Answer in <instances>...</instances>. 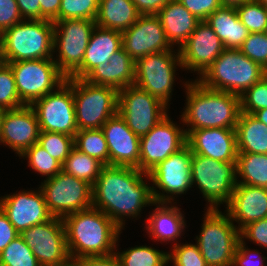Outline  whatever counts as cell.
Masks as SVG:
<instances>
[{
    "label": "cell",
    "mask_w": 267,
    "mask_h": 266,
    "mask_svg": "<svg viewBox=\"0 0 267 266\" xmlns=\"http://www.w3.org/2000/svg\"><path fill=\"white\" fill-rule=\"evenodd\" d=\"M54 23L53 57L59 70L69 77L81 64L91 33L96 26L95 20L64 19ZM58 52V53H57Z\"/></svg>",
    "instance_id": "4fadbf2b"
},
{
    "label": "cell",
    "mask_w": 267,
    "mask_h": 266,
    "mask_svg": "<svg viewBox=\"0 0 267 266\" xmlns=\"http://www.w3.org/2000/svg\"><path fill=\"white\" fill-rule=\"evenodd\" d=\"M265 75L267 70L239 49H224L196 80L207 88L241 96Z\"/></svg>",
    "instance_id": "277c9868"
},
{
    "label": "cell",
    "mask_w": 267,
    "mask_h": 266,
    "mask_svg": "<svg viewBox=\"0 0 267 266\" xmlns=\"http://www.w3.org/2000/svg\"><path fill=\"white\" fill-rule=\"evenodd\" d=\"M19 235L32 249L41 266H59L71 259L63 218L52 217L42 224L31 226Z\"/></svg>",
    "instance_id": "e0dca14e"
},
{
    "label": "cell",
    "mask_w": 267,
    "mask_h": 266,
    "mask_svg": "<svg viewBox=\"0 0 267 266\" xmlns=\"http://www.w3.org/2000/svg\"><path fill=\"white\" fill-rule=\"evenodd\" d=\"M54 23L24 19L1 34L5 62L53 58Z\"/></svg>",
    "instance_id": "5b68a950"
},
{
    "label": "cell",
    "mask_w": 267,
    "mask_h": 266,
    "mask_svg": "<svg viewBox=\"0 0 267 266\" xmlns=\"http://www.w3.org/2000/svg\"><path fill=\"white\" fill-rule=\"evenodd\" d=\"M122 48V32L95 26L85 51L82 64L69 76L85 78L97 65L108 63Z\"/></svg>",
    "instance_id": "d4e9b609"
},
{
    "label": "cell",
    "mask_w": 267,
    "mask_h": 266,
    "mask_svg": "<svg viewBox=\"0 0 267 266\" xmlns=\"http://www.w3.org/2000/svg\"><path fill=\"white\" fill-rule=\"evenodd\" d=\"M116 244L114 254L121 266H167L169 263L168 252L160 251L154 247L137 245L122 252H117Z\"/></svg>",
    "instance_id": "836d02e7"
},
{
    "label": "cell",
    "mask_w": 267,
    "mask_h": 266,
    "mask_svg": "<svg viewBox=\"0 0 267 266\" xmlns=\"http://www.w3.org/2000/svg\"><path fill=\"white\" fill-rule=\"evenodd\" d=\"M239 50L267 70V36L265 32L250 33Z\"/></svg>",
    "instance_id": "ee69618b"
},
{
    "label": "cell",
    "mask_w": 267,
    "mask_h": 266,
    "mask_svg": "<svg viewBox=\"0 0 267 266\" xmlns=\"http://www.w3.org/2000/svg\"><path fill=\"white\" fill-rule=\"evenodd\" d=\"M39 188L53 217L64 218L93 206L92 185L63 171L45 178Z\"/></svg>",
    "instance_id": "30bf717a"
},
{
    "label": "cell",
    "mask_w": 267,
    "mask_h": 266,
    "mask_svg": "<svg viewBox=\"0 0 267 266\" xmlns=\"http://www.w3.org/2000/svg\"><path fill=\"white\" fill-rule=\"evenodd\" d=\"M225 49L213 29L201 21L180 47L182 69L194 71L200 77Z\"/></svg>",
    "instance_id": "ffe728a7"
},
{
    "label": "cell",
    "mask_w": 267,
    "mask_h": 266,
    "mask_svg": "<svg viewBox=\"0 0 267 266\" xmlns=\"http://www.w3.org/2000/svg\"><path fill=\"white\" fill-rule=\"evenodd\" d=\"M19 157L28 160V167L35 173L50 178L62 171V164L51 157L38 143L26 149Z\"/></svg>",
    "instance_id": "d590c367"
},
{
    "label": "cell",
    "mask_w": 267,
    "mask_h": 266,
    "mask_svg": "<svg viewBox=\"0 0 267 266\" xmlns=\"http://www.w3.org/2000/svg\"><path fill=\"white\" fill-rule=\"evenodd\" d=\"M171 0H131L141 15H156Z\"/></svg>",
    "instance_id": "f907efd6"
},
{
    "label": "cell",
    "mask_w": 267,
    "mask_h": 266,
    "mask_svg": "<svg viewBox=\"0 0 267 266\" xmlns=\"http://www.w3.org/2000/svg\"><path fill=\"white\" fill-rule=\"evenodd\" d=\"M187 145L193 154L219 160L237 161L236 130L232 128H208L185 131Z\"/></svg>",
    "instance_id": "7402d4cb"
},
{
    "label": "cell",
    "mask_w": 267,
    "mask_h": 266,
    "mask_svg": "<svg viewBox=\"0 0 267 266\" xmlns=\"http://www.w3.org/2000/svg\"><path fill=\"white\" fill-rule=\"evenodd\" d=\"M81 266H121L115 254L109 256L83 257L78 259Z\"/></svg>",
    "instance_id": "db71d44e"
},
{
    "label": "cell",
    "mask_w": 267,
    "mask_h": 266,
    "mask_svg": "<svg viewBox=\"0 0 267 266\" xmlns=\"http://www.w3.org/2000/svg\"><path fill=\"white\" fill-rule=\"evenodd\" d=\"M6 63L13 71L19 98L25 105L56 90L67 78L53 58Z\"/></svg>",
    "instance_id": "8fae6325"
},
{
    "label": "cell",
    "mask_w": 267,
    "mask_h": 266,
    "mask_svg": "<svg viewBox=\"0 0 267 266\" xmlns=\"http://www.w3.org/2000/svg\"><path fill=\"white\" fill-rule=\"evenodd\" d=\"M0 197V208L20 234L31 226L42 224L53 216L49 213L40 188Z\"/></svg>",
    "instance_id": "d6986e66"
},
{
    "label": "cell",
    "mask_w": 267,
    "mask_h": 266,
    "mask_svg": "<svg viewBox=\"0 0 267 266\" xmlns=\"http://www.w3.org/2000/svg\"><path fill=\"white\" fill-rule=\"evenodd\" d=\"M156 15L160 19L168 42L173 48L178 45L177 49H180L201 22L178 0H171Z\"/></svg>",
    "instance_id": "83f0119b"
},
{
    "label": "cell",
    "mask_w": 267,
    "mask_h": 266,
    "mask_svg": "<svg viewBox=\"0 0 267 266\" xmlns=\"http://www.w3.org/2000/svg\"><path fill=\"white\" fill-rule=\"evenodd\" d=\"M191 181L206 199L209 205L206 209H219L220 204L227 206L237 185L236 162H222L193 154Z\"/></svg>",
    "instance_id": "52a82bcc"
},
{
    "label": "cell",
    "mask_w": 267,
    "mask_h": 266,
    "mask_svg": "<svg viewBox=\"0 0 267 266\" xmlns=\"http://www.w3.org/2000/svg\"><path fill=\"white\" fill-rule=\"evenodd\" d=\"M22 20L16 0H0V34Z\"/></svg>",
    "instance_id": "7dc6e473"
},
{
    "label": "cell",
    "mask_w": 267,
    "mask_h": 266,
    "mask_svg": "<svg viewBox=\"0 0 267 266\" xmlns=\"http://www.w3.org/2000/svg\"><path fill=\"white\" fill-rule=\"evenodd\" d=\"M205 22L220 38L225 49H239L250 34L240 21L235 7L221 6Z\"/></svg>",
    "instance_id": "f1b7e54d"
},
{
    "label": "cell",
    "mask_w": 267,
    "mask_h": 266,
    "mask_svg": "<svg viewBox=\"0 0 267 266\" xmlns=\"http://www.w3.org/2000/svg\"><path fill=\"white\" fill-rule=\"evenodd\" d=\"M172 246V251L168 252L172 266H208L196 243H178Z\"/></svg>",
    "instance_id": "7bdbcfd3"
},
{
    "label": "cell",
    "mask_w": 267,
    "mask_h": 266,
    "mask_svg": "<svg viewBox=\"0 0 267 266\" xmlns=\"http://www.w3.org/2000/svg\"><path fill=\"white\" fill-rule=\"evenodd\" d=\"M225 208L241 231L249 223L267 218V188L237 184Z\"/></svg>",
    "instance_id": "cb8c5ba5"
},
{
    "label": "cell",
    "mask_w": 267,
    "mask_h": 266,
    "mask_svg": "<svg viewBox=\"0 0 267 266\" xmlns=\"http://www.w3.org/2000/svg\"><path fill=\"white\" fill-rule=\"evenodd\" d=\"M177 66L182 68L179 50H167L141 57L135 61L134 85L170 107Z\"/></svg>",
    "instance_id": "9c48e42d"
},
{
    "label": "cell",
    "mask_w": 267,
    "mask_h": 266,
    "mask_svg": "<svg viewBox=\"0 0 267 266\" xmlns=\"http://www.w3.org/2000/svg\"><path fill=\"white\" fill-rule=\"evenodd\" d=\"M167 114L152 130L140 137L139 170L149 173L171 154L187 144L184 127L173 123Z\"/></svg>",
    "instance_id": "2e32d148"
},
{
    "label": "cell",
    "mask_w": 267,
    "mask_h": 266,
    "mask_svg": "<svg viewBox=\"0 0 267 266\" xmlns=\"http://www.w3.org/2000/svg\"><path fill=\"white\" fill-rule=\"evenodd\" d=\"M257 1L267 8V0H257Z\"/></svg>",
    "instance_id": "94428289"
},
{
    "label": "cell",
    "mask_w": 267,
    "mask_h": 266,
    "mask_svg": "<svg viewBox=\"0 0 267 266\" xmlns=\"http://www.w3.org/2000/svg\"><path fill=\"white\" fill-rule=\"evenodd\" d=\"M19 233L8 220V217L0 208V253L14 240Z\"/></svg>",
    "instance_id": "681fc988"
},
{
    "label": "cell",
    "mask_w": 267,
    "mask_h": 266,
    "mask_svg": "<svg viewBox=\"0 0 267 266\" xmlns=\"http://www.w3.org/2000/svg\"><path fill=\"white\" fill-rule=\"evenodd\" d=\"M23 19L40 20L39 0H16Z\"/></svg>",
    "instance_id": "816d5d0a"
},
{
    "label": "cell",
    "mask_w": 267,
    "mask_h": 266,
    "mask_svg": "<svg viewBox=\"0 0 267 266\" xmlns=\"http://www.w3.org/2000/svg\"><path fill=\"white\" fill-rule=\"evenodd\" d=\"M236 171L237 184L267 188V154L238 153Z\"/></svg>",
    "instance_id": "1f68e13d"
},
{
    "label": "cell",
    "mask_w": 267,
    "mask_h": 266,
    "mask_svg": "<svg viewBox=\"0 0 267 266\" xmlns=\"http://www.w3.org/2000/svg\"><path fill=\"white\" fill-rule=\"evenodd\" d=\"M59 266H81L78 260L70 259L67 263Z\"/></svg>",
    "instance_id": "6f0895ef"
},
{
    "label": "cell",
    "mask_w": 267,
    "mask_h": 266,
    "mask_svg": "<svg viewBox=\"0 0 267 266\" xmlns=\"http://www.w3.org/2000/svg\"><path fill=\"white\" fill-rule=\"evenodd\" d=\"M40 127L31 105L3 111L0 145L11 148L20 156L26 149L38 143Z\"/></svg>",
    "instance_id": "44dd1931"
},
{
    "label": "cell",
    "mask_w": 267,
    "mask_h": 266,
    "mask_svg": "<svg viewBox=\"0 0 267 266\" xmlns=\"http://www.w3.org/2000/svg\"><path fill=\"white\" fill-rule=\"evenodd\" d=\"M34 109L40 131L57 132L75 136L78 132L73 97V78L67 77L56 90L35 100Z\"/></svg>",
    "instance_id": "5bb4252c"
},
{
    "label": "cell",
    "mask_w": 267,
    "mask_h": 266,
    "mask_svg": "<svg viewBox=\"0 0 267 266\" xmlns=\"http://www.w3.org/2000/svg\"><path fill=\"white\" fill-rule=\"evenodd\" d=\"M109 150V165L128 166L139 170L140 137L118 115L109 118L101 128Z\"/></svg>",
    "instance_id": "603a6c76"
},
{
    "label": "cell",
    "mask_w": 267,
    "mask_h": 266,
    "mask_svg": "<svg viewBox=\"0 0 267 266\" xmlns=\"http://www.w3.org/2000/svg\"><path fill=\"white\" fill-rule=\"evenodd\" d=\"M190 13L200 21L207 17L222 5L219 0H178Z\"/></svg>",
    "instance_id": "c3c4849f"
},
{
    "label": "cell",
    "mask_w": 267,
    "mask_h": 266,
    "mask_svg": "<svg viewBox=\"0 0 267 266\" xmlns=\"http://www.w3.org/2000/svg\"><path fill=\"white\" fill-rule=\"evenodd\" d=\"M0 266H41L32 249L18 235L0 253Z\"/></svg>",
    "instance_id": "8d00e7d4"
},
{
    "label": "cell",
    "mask_w": 267,
    "mask_h": 266,
    "mask_svg": "<svg viewBox=\"0 0 267 266\" xmlns=\"http://www.w3.org/2000/svg\"><path fill=\"white\" fill-rule=\"evenodd\" d=\"M260 254L258 250L248 248L246 246V240L240 239L234 254L232 266H267L264 265L267 257H263Z\"/></svg>",
    "instance_id": "f6af8a7d"
},
{
    "label": "cell",
    "mask_w": 267,
    "mask_h": 266,
    "mask_svg": "<svg viewBox=\"0 0 267 266\" xmlns=\"http://www.w3.org/2000/svg\"><path fill=\"white\" fill-rule=\"evenodd\" d=\"M183 84L186 104L180 120L187 125L185 131L236 128L241 113L239 95L207 88L196 79Z\"/></svg>",
    "instance_id": "7a4b0ae2"
},
{
    "label": "cell",
    "mask_w": 267,
    "mask_h": 266,
    "mask_svg": "<svg viewBox=\"0 0 267 266\" xmlns=\"http://www.w3.org/2000/svg\"><path fill=\"white\" fill-rule=\"evenodd\" d=\"M74 147L104 165H109V150L102 129L78 130L74 136Z\"/></svg>",
    "instance_id": "e575fe53"
},
{
    "label": "cell",
    "mask_w": 267,
    "mask_h": 266,
    "mask_svg": "<svg viewBox=\"0 0 267 266\" xmlns=\"http://www.w3.org/2000/svg\"><path fill=\"white\" fill-rule=\"evenodd\" d=\"M235 130L238 153L267 154V125L241 112Z\"/></svg>",
    "instance_id": "4dcf8cb0"
},
{
    "label": "cell",
    "mask_w": 267,
    "mask_h": 266,
    "mask_svg": "<svg viewBox=\"0 0 267 266\" xmlns=\"http://www.w3.org/2000/svg\"><path fill=\"white\" fill-rule=\"evenodd\" d=\"M38 144L61 164L74 148V136L63 133L40 131Z\"/></svg>",
    "instance_id": "74e56055"
},
{
    "label": "cell",
    "mask_w": 267,
    "mask_h": 266,
    "mask_svg": "<svg viewBox=\"0 0 267 266\" xmlns=\"http://www.w3.org/2000/svg\"><path fill=\"white\" fill-rule=\"evenodd\" d=\"M94 85L111 86L118 91L135 83V60L121 48L108 63L97 65L85 78Z\"/></svg>",
    "instance_id": "4316f807"
},
{
    "label": "cell",
    "mask_w": 267,
    "mask_h": 266,
    "mask_svg": "<svg viewBox=\"0 0 267 266\" xmlns=\"http://www.w3.org/2000/svg\"><path fill=\"white\" fill-rule=\"evenodd\" d=\"M122 48L136 61L146 55L174 49L168 42L157 15H140L122 32Z\"/></svg>",
    "instance_id": "ac0fdd59"
},
{
    "label": "cell",
    "mask_w": 267,
    "mask_h": 266,
    "mask_svg": "<svg viewBox=\"0 0 267 266\" xmlns=\"http://www.w3.org/2000/svg\"><path fill=\"white\" fill-rule=\"evenodd\" d=\"M63 221L71 259L114 254L122 229L101 210L92 206L66 215Z\"/></svg>",
    "instance_id": "3957f363"
},
{
    "label": "cell",
    "mask_w": 267,
    "mask_h": 266,
    "mask_svg": "<svg viewBox=\"0 0 267 266\" xmlns=\"http://www.w3.org/2000/svg\"><path fill=\"white\" fill-rule=\"evenodd\" d=\"M104 166L96 158L90 157L74 147L63 162L62 171L93 186Z\"/></svg>",
    "instance_id": "d6a6232c"
},
{
    "label": "cell",
    "mask_w": 267,
    "mask_h": 266,
    "mask_svg": "<svg viewBox=\"0 0 267 266\" xmlns=\"http://www.w3.org/2000/svg\"><path fill=\"white\" fill-rule=\"evenodd\" d=\"M174 205V206H173ZM154 210L149 217L144 220L146 224V233L148 237H152L153 241L160 243L168 241L174 242V245L180 243L177 240L184 234L186 228L185 216L174 203H159L155 202ZM177 242V243H176Z\"/></svg>",
    "instance_id": "484cf974"
},
{
    "label": "cell",
    "mask_w": 267,
    "mask_h": 266,
    "mask_svg": "<svg viewBox=\"0 0 267 266\" xmlns=\"http://www.w3.org/2000/svg\"><path fill=\"white\" fill-rule=\"evenodd\" d=\"M242 24L250 33L265 32L267 27V8L257 0H249L235 7Z\"/></svg>",
    "instance_id": "f35d334b"
},
{
    "label": "cell",
    "mask_w": 267,
    "mask_h": 266,
    "mask_svg": "<svg viewBox=\"0 0 267 266\" xmlns=\"http://www.w3.org/2000/svg\"><path fill=\"white\" fill-rule=\"evenodd\" d=\"M192 156L193 153L186 144L148 173L146 180L153 183L151 186L155 202L176 203L174 199L176 201L179 195L194 188L191 181Z\"/></svg>",
    "instance_id": "7c38bea8"
},
{
    "label": "cell",
    "mask_w": 267,
    "mask_h": 266,
    "mask_svg": "<svg viewBox=\"0 0 267 266\" xmlns=\"http://www.w3.org/2000/svg\"><path fill=\"white\" fill-rule=\"evenodd\" d=\"M257 120L267 125V108L258 110L252 114Z\"/></svg>",
    "instance_id": "11a10c76"
},
{
    "label": "cell",
    "mask_w": 267,
    "mask_h": 266,
    "mask_svg": "<svg viewBox=\"0 0 267 266\" xmlns=\"http://www.w3.org/2000/svg\"><path fill=\"white\" fill-rule=\"evenodd\" d=\"M131 0H99L97 26L124 32L140 17Z\"/></svg>",
    "instance_id": "f546056e"
},
{
    "label": "cell",
    "mask_w": 267,
    "mask_h": 266,
    "mask_svg": "<svg viewBox=\"0 0 267 266\" xmlns=\"http://www.w3.org/2000/svg\"><path fill=\"white\" fill-rule=\"evenodd\" d=\"M169 107L147 91L132 85L118 92L117 113L137 136L148 134L168 113Z\"/></svg>",
    "instance_id": "9a60e30c"
},
{
    "label": "cell",
    "mask_w": 267,
    "mask_h": 266,
    "mask_svg": "<svg viewBox=\"0 0 267 266\" xmlns=\"http://www.w3.org/2000/svg\"><path fill=\"white\" fill-rule=\"evenodd\" d=\"M5 59L3 58L1 52H0V68L5 64Z\"/></svg>",
    "instance_id": "680465c9"
},
{
    "label": "cell",
    "mask_w": 267,
    "mask_h": 266,
    "mask_svg": "<svg viewBox=\"0 0 267 266\" xmlns=\"http://www.w3.org/2000/svg\"><path fill=\"white\" fill-rule=\"evenodd\" d=\"M25 105L19 98L11 67L5 63L0 68V109H16Z\"/></svg>",
    "instance_id": "60d3db41"
},
{
    "label": "cell",
    "mask_w": 267,
    "mask_h": 266,
    "mask_svg": "<svg viewBox=\"0 0 267 266\" xmlns=\"http://www.w3.org/2000/svg\"><path fill=\"white\" fill-rule=\"evenodd\" d=\"M118 90L94 85L83 78H73V97L78 130L101 129L117 114Z\"/></svg>",
    "instance_id": "ba28073f"
},
{
    "label": "cell",
    "mask_w": 267,
    "mask_h": 266,
    "mask_svg": "<svg viewBox=\"0 0 267 266\" xmlns=\"http://www.w3.org/2000/svg\"><path fill=\"white\" fill-rule=\"evenodd\" d=\"M240 239L248 240L267 249V218L254 221L240 231Z\"/></svg>",
    "instance_id": "bcb514c9"
},
{
    "label": "cell",
    "mask_w": 267,
    "mask_h": 266,
    "mask_svg": "<svg viewBox=\"0 0 267 266\" xmlns=\"http://www.w3.org/2000/svg\"><path fill=\"white\" fill-rule=\"evenodd\" d=\"M3 111L2 109H0V138H1V120H2V116H3Z\"/></svg>",
    "instance_id": "91938a15"
},
{
    "label": "cell",
    "mask_w": 267,
    "mask_h": 266,
    "mask_svg": "<svg viewBox=\"0 0 267 266\" xmlns=\"http://www.w3.org/2000/svg\"><path fill=\"white\" fill-rule=\"evenodd\" d=\"M147 176L134 167L105 165L92 186L93 207L125 229V217L139 218L143 207L155 203Z\"/></svg>",
    "instance_id": "6da1fadb"
},
{
    "label": "cell",
    "mask_w": 267,
    "mask_h": 266,
    "mask_svg": "<svg viewBox=\"0 0 267 266\" xmlns=\"http://www.w3.org/2000/svg\"><path fill=\"white\" fill-rule=\"evenodd\" d=\"M40 20L53 21L59 14L61 0H39Z\"/></svg>",
    "instance_id": "f5cc1de1"
},
{
    "label": "cell",
    "mask_w": 267,
    "mask_h": 266,
    "mask_svg": "<svg viewBox=\"0 0 267 266\" xmlns=\"http://www.w3.org/2000/svg\"><path fill=\"white\" fill-rule=\"evenodd\" d=\"M200 234L196 236L200 253L208 266H232L240 231L230 215L220 209H208L204 214Z\"/></svg>",
    "instance_id": "8992f818"
},
{
    "label": "cell",
    "mask_w": 267,
    "mask_h": 266,
    "mask_svg": "<svg viewBox=\"0 0 267 266\" xmlns=\"http://www.w3.org/2000/svg\"><path fill=\"white\" fill-rule=\"evenodd\" d=\"M222 6L237 7L249 0H219Z\"/></svg>",
    "instance_id": "9f6ffc18"
},
{
    "label": "cell",
    "mask_w": 267,
    "mask_h": 266,
    "mask_svg": "<svg viewBox=\"0 0 267 266\" xmlns=\"http://www.w3.org/2000/svg\"><path fill=\"white\" fill-rule=\"evenodd\" d=\"M241 112L253 114L267 108V75L240 96Z\"/></svg>",
    "instance_id": "b9f144b4"
},
{
    "label": "cell",
    "mask_w": 267,
    "mask_h": 266,
    "mask_svg": "<svg viewBox=\"0 0 267 266\" xmlns=\"http://www.w3.org/2000/svg\"><path fill=\"white\" fill-rule=\"evenodd\" d=\"M98 7L99 0H61L59 14L53 21L64 19L95 20Z\"/></svg>",
    "instance_id": "ab89813d"
}]
</instances>
